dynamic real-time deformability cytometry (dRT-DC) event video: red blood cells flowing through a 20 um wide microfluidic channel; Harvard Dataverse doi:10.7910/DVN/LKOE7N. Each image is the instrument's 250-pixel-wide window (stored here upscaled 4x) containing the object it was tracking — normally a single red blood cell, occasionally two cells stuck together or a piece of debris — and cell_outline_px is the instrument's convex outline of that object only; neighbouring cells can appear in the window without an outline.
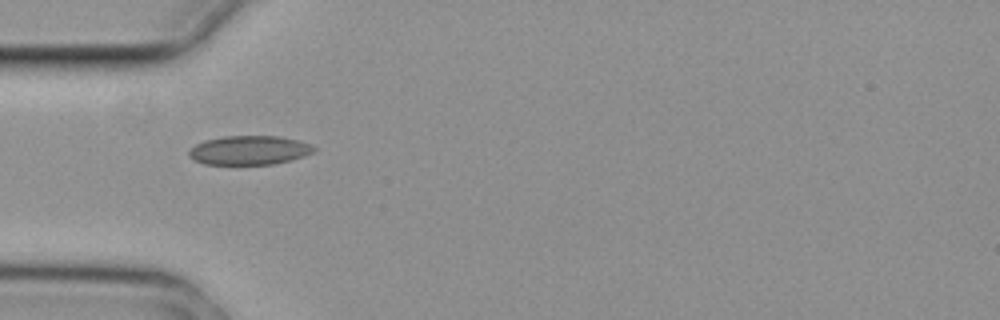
{"species": "common noctule bat (a hibernating species)", "species_latin": "Nyctalus noctula", "temperature_condition": "cold", "stored_images_in_passage": 5, "camera_frame_rate_fps": 3000, "um_per_image_px": 0.085, "animal": {"sex": "female", "body_mass_g": 29.2, "forearm_length_mm": 56.3}, "frame": {"image": 1, "passage_image": 1, "time_ms": 0.0, "image_size_px": [1000, 320], "cell_outline_px": [[316, 148], [312, 152], [304, 156], [292, 160], [272, 164], [204, 164], [192, 160], [188, 156], [188, 152], [196, 144], [204, 140], [224, 136], [280, 136], [300, 140], [312, 144]], "centroid_in_image_um": [21.19, 12.76], "position_along_channel_um": 63.8, "area_um2": 21.33}}
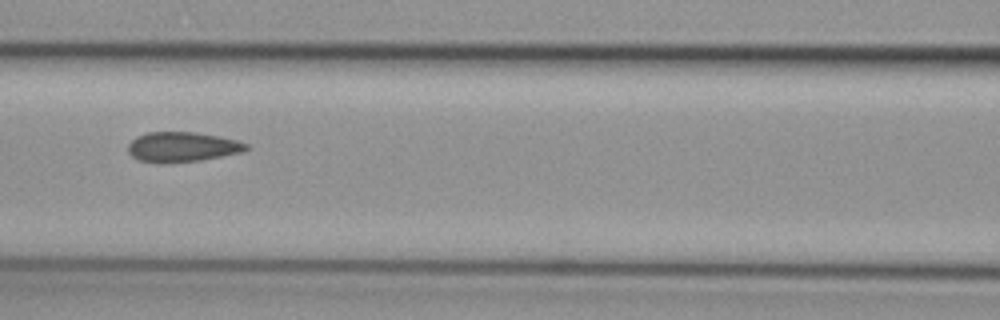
{"frame": {"image": 2, "passage_image": 3, "time_ms": 0.667, "image_size_px": [1000, 320], "cell_outline_px": [[248, 148], [240, 152], [200, 160], [160, 164], [156, 164], [136, 160], [128, 152], [128, 144], [136, 136], [148, 132], [196, 132], [220, 136], [236, 140], [248, 144]], "centroid_in_image_um": [15.42, 12.49], "position_along_channel_um": 151.2, "area_um2": 20.75}}
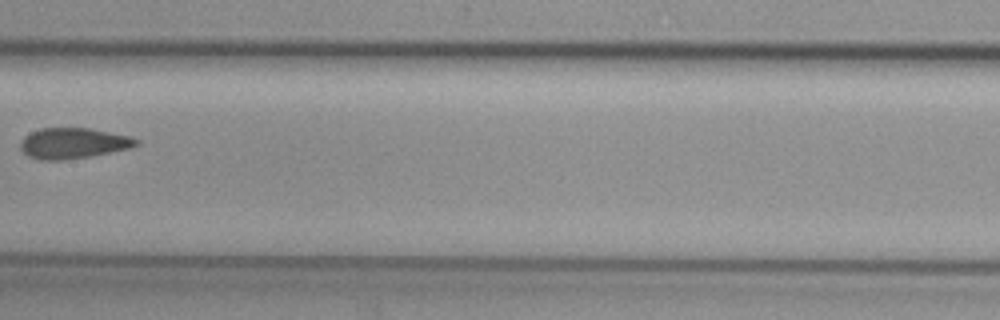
{"frame": {"image": 3, "passage_image": 4, "time_ms": 1.0, "image_size_px": [1000, 320], "cell_outline_px": [[140, 144], [128, 148], [92, 156], [60, 160], [40, 160], [28, 156], [20, 148], [20, 144], [24, 136], [40, 128], [88, 128], [128, 136], [140, 140]], "centroid_in_image_um": [6.2, 12.18], "position_along_channel_um": 201.2, "area_um2": 20.52}}